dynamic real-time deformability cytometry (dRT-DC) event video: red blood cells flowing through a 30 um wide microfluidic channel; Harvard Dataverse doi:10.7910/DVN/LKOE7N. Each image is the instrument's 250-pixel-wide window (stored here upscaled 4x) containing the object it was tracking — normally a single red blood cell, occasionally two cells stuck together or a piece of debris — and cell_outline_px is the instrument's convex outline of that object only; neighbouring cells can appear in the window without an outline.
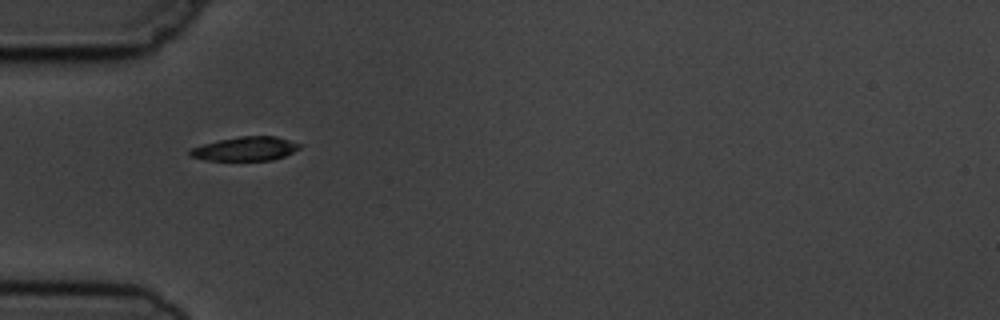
{"species": "common noctule bat (a hibernating species)", "species_latin": "Nyctalus noctula", "temperature_condition": "cold", "stored_images_in_passage": 2, "camera_frame_rate_fps": 3000, "um_per_image_px": 0.085, "animal": {"sex": "male", "body_mass_g": 19.5, "forearm_length_mm": 54.6}, "frame": {"image": 1, "passage_image": 1, "time_ms": 0.0, "image_size_px": [1000, 320], "cell_outline_px": [[304, 144], [300, 148], [284, 156], [272, 160], [204, 160], [188, 156], [188, 148], [220, 140], [240, 136], [276, 136]], "centroid_in_image_um": [20.85, 12.64], "position_along_channel_um": 64.2, "area_um2": 15.43}}
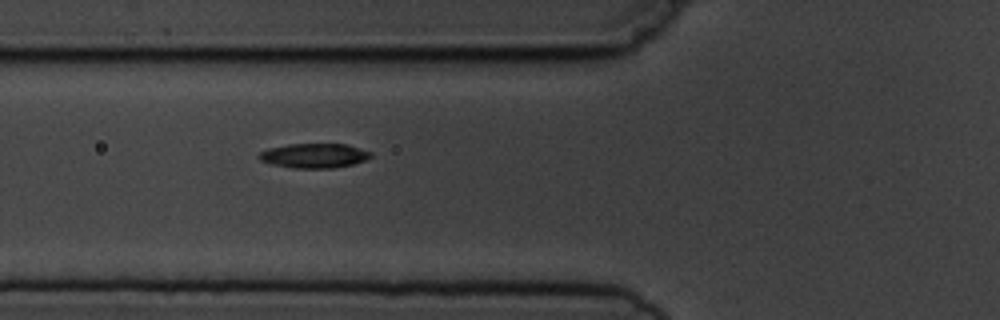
{"frame": {"image": 2, "passage_image": 2, "time_ms": 1.0, "image_size_px": [1000, 320], "cell_outline_px": [[372, 156], [364, 160], [352, 164], [332, 168], [296, 168], [272, 164], [260, 160], [256, 156], [260, 152], [268, 148], [288, 144], [348, 144], [372, 152]], "centroid_in_image_um": [26.69, 13.22], "position_along_channel_um": 99.1, "area_um2": 15.95}}